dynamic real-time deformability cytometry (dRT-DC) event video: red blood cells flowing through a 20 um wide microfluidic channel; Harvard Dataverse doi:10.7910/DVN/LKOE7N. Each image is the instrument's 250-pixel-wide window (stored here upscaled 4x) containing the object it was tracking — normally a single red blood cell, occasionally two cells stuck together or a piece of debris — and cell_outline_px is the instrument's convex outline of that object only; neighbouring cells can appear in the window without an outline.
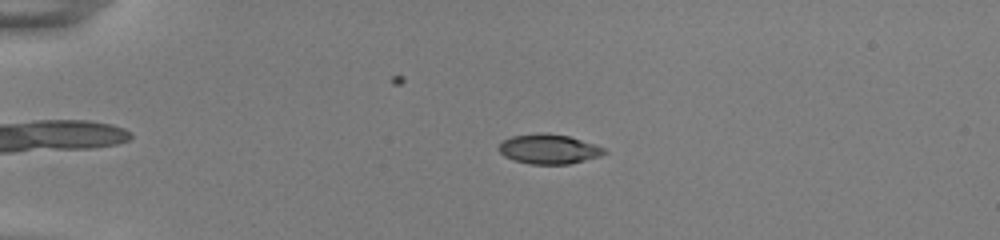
{"species": "common noctule bat (a hibernating species)", "species_latin": "Nyctalus noctula", "temperature_condition": "room temperature", "stored_images_in_passage": 53, "camera_frame_rate_fps": 3000, "um_per_image_px": 0.085, "animal": {"sex": "female", "body_mass_g": 22.0, "forearm_length_mm": 56.7}, "frame": {"image": 1, "passage_image": 13, "time_ms": 4.0, "image_size_px": [1000, 240], "cell_outline_px": [[608, 152], [600, 156], [568, 164], [528, 164], [512, 160], [504, 156], [496, 148], [504, 140], [512, 136], [568, 136], [604, 148]], "centroid_in_image_um": [46.63, 12.73], "position_along_channel_um": 38.4, "area_um2": 17.34}}
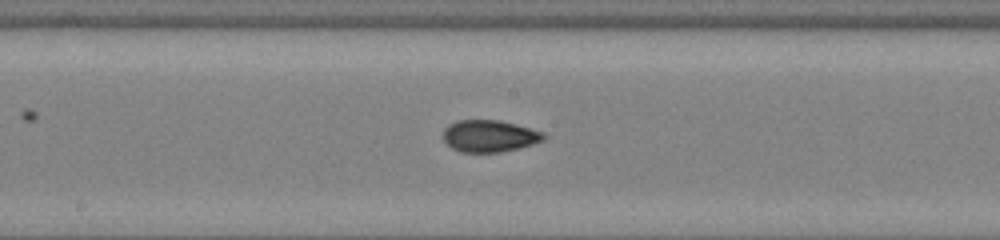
{"frame": {"image": 2, "passage_image": 30, "time_ms": 9.667, "image_size_px": [1000, 240], "cell_outline_px": [[548, 136], [544, 140], [532, 144], [500, 152], [460, 152], [452, 148], [444, 140], [444, 128], [448, 124], [456, 120], [500, 120], [516, 124], [544, 132]], "centroid_in_image_um": [41.61, 11.55], "position_along_channel_um": 206.6, "area_um2": 18.73}}
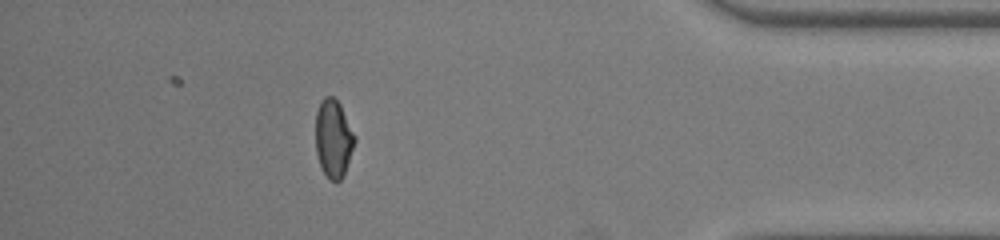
{"frame": {"image": 3, "passage_image": 48, "time_ms": 15.667, "image_size_px": [1000, 240], "cell_outline_px": [[356, 140], [344, 176], [336, 184], [324, 172], [320, 164], [316, 152], [316, 112], [320, 100], [324, 96], [332, 96], [340, 104], [356, 136]], "centroid_in_image_um": [28.35, 11.77], "position_along_channel_um": 406.8, "area_um2": 17.86}, "authors_computed_cell_mechanics": {"area_um2": 18.1492, "velocity_mm_per_s": 3.8931, "shape_relaxation_time_tau1_ms": 6.3156, "shape_relaxation_time_tau2_ms": 1.2236, "deformation_change_tau1": 0.1781, "deformation_change_tau2": 0.0555}}